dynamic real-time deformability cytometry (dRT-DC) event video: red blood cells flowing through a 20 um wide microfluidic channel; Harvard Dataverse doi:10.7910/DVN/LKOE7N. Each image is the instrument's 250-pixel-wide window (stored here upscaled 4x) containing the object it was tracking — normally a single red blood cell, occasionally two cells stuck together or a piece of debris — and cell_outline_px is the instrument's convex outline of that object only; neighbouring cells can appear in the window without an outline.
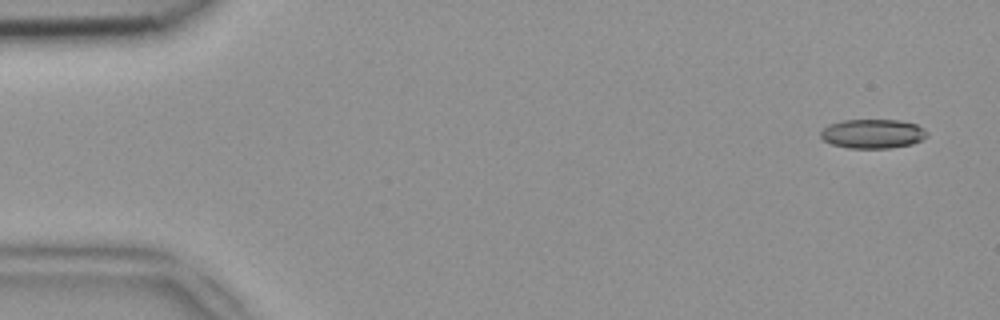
{"species": "common noctule bat (a hibernating species)", "species_latin": "Nyctalus noctula", "temperature_condition": "room temperature", "stored_images_in_passage": 49, "camera_frame_rate_fps": 3000, "um_per_image_px": 0.085, "animal": {"sex": "female", "body_mass_g": 18.4}, "frame": {"image": 1, "passage_image": 2, "time_ms": 0.333, "image_size_px": [1000, 320], "cell_outline_px": [[928, 136], [912, 144], [888, 148], [848, 148], [832, 144], [824, 140], [820, 136], [820, 132], [828, 124], [844, 120], [900, 120], [916, 124], [924, 128], [928, 132]], "centroid_in_image_um": [74.19, 11.36], "position_along_channel_um": 10.8, "area_um2": 18.15}}
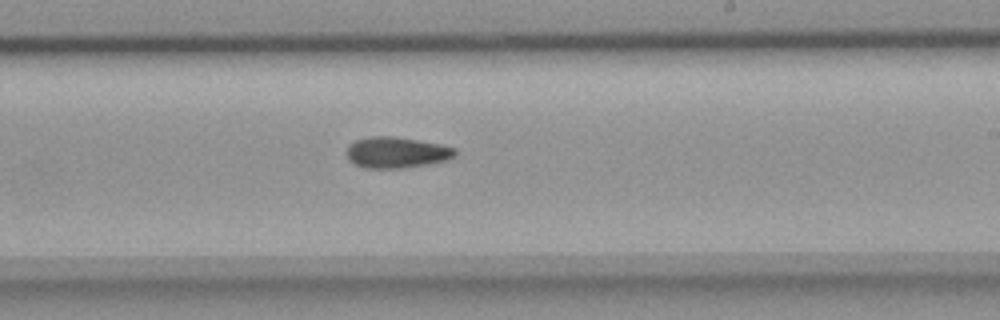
{"frame": {"image": 2, "passage_image": 29, "time_ms": 9.333, "image_size_px": [1000, 320], "cell_outline_px": [[456, 152], [452, 156], [444, 160], [428, 164], [400, 168], [364, 168], [348, 160], [348, 144], [356, 140], [372, 136], [392, 136], [440, 144], [456, 148]], "centroid_in_image_um": [33.67, 12.96], "position_along_channel_um": 255.3, "area_um2": 19.31}}
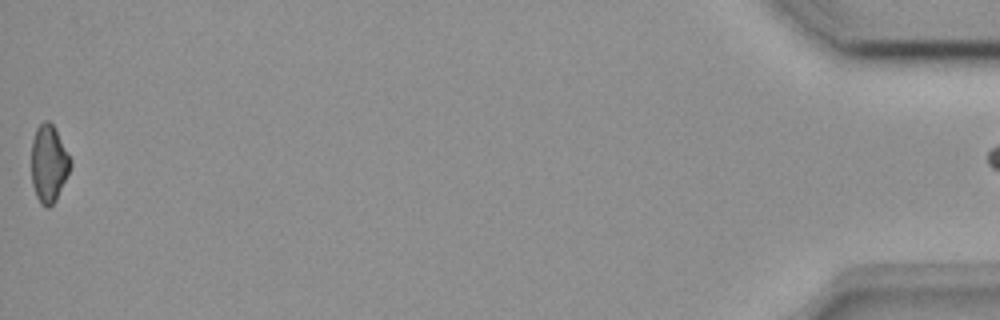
{"frame": {"image": 3, "passage_image": 49, "time_ms": 16.0, "image_size_px": [1000, 320], "cell_outline_px": [[72, 164], [56, 200], [48, 208], [40, 204], [36, 196], [32, 184], [32, 140], [36, 128], [44, 120], [48, 120], [56, 128], [72, 160]], "centroid_in_image_um": [4.15, 13.89], "position_along_channel_um": 431.0, "area_um2": 17.69}}